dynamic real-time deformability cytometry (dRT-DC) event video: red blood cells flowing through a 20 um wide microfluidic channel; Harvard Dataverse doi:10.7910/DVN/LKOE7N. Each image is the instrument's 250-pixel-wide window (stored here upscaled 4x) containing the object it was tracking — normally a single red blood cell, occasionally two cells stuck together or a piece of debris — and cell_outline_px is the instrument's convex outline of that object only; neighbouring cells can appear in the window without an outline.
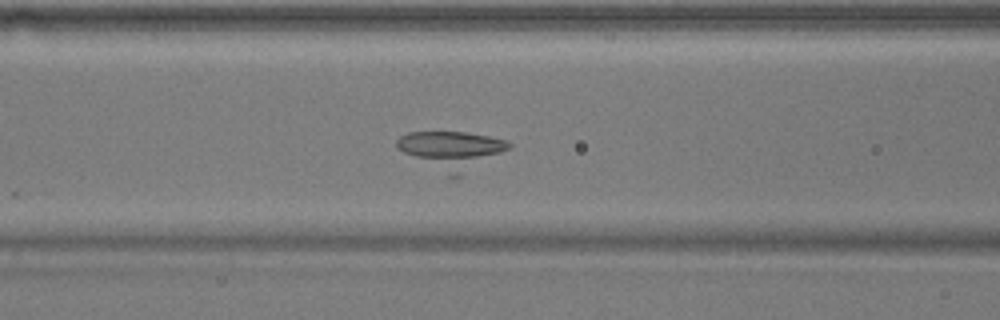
{"species": "common noctule bat (a hibernating species)", "species_latin": "Nyctalus noctula", "temperature_condition": "warm", "stored_images_in_passage": 28, "camera_frame_rate_fps": 3000, "um_per_image_px": 0.085, "animal": {"sex": "male", "body_mass_g": 17.9}, "frame": {"image": 1, "passage_image": 7, "time_ms": 2.0, "image_size_px": [1000, 320], "cell_outline_px": [[512, 144], [508, 148], [456, 180], [448, 176], [396, 148], [396, 140], [400, 136], [408, 132], [464, 132], [488, 136], [508, 140]], "centroid_in_image_um": [38.38, 12.77], "position_along_channel_um": 128.2, "area_um2": 24.57}}
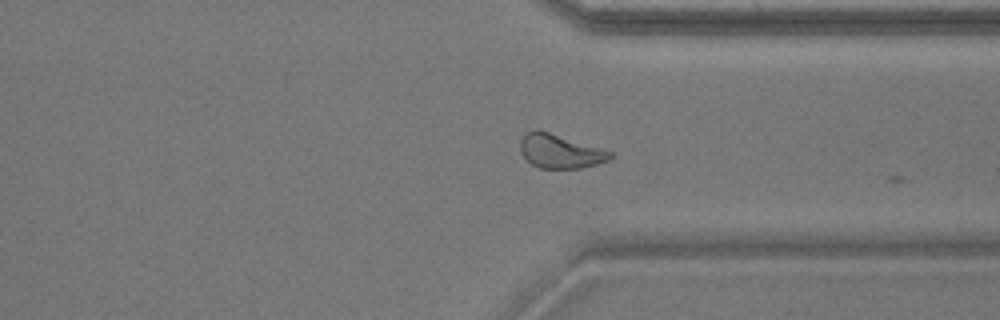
{"frame": {"image": 2, "passage_image": 26, "time_ms": 8.333, "image_size_px": [1000, 320], "cell_outline_px": [[616, 156], [608, 160], [596, 164], [580, 168], [540, 168], [532, 164], [520, 152], [520, 140], [524, 132], [536, 128], [612, 152]], "centroid_in_image_um": [47.57, 12.84], "position_along_channel_um": 363.8, "area_um2": 17.69}}